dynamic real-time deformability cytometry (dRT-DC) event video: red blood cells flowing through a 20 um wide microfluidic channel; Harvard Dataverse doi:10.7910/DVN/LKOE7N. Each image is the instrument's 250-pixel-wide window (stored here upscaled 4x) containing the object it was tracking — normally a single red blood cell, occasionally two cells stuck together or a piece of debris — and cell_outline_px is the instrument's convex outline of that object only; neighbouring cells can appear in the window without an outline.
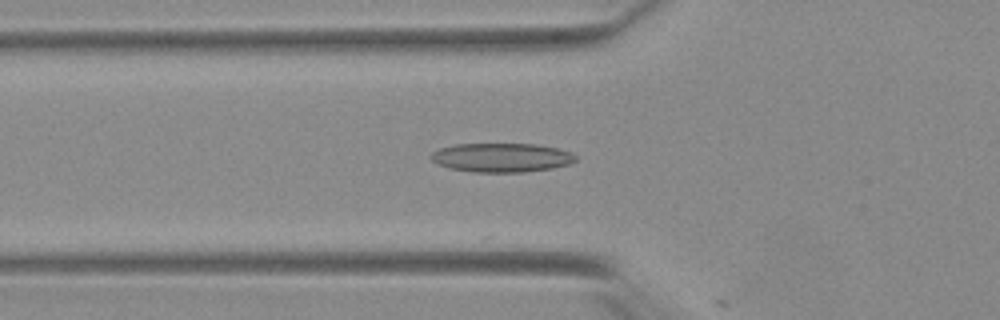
{"species": "Egyptian fruit bat (a non-hibernating species)", "species_latin": "Rousettus aegyptiacus", "temperature_condition": "warm", "stored_images_in_passage": 3, "camera_frame_rate_fps": 3000, "um_per_image_px": 0.085, "animal": {"sex": "female"}, "frame": {"image": 1, "passage_image": 2, "time_ms": 0.333, "image_size_px": [1000, 320], "cell_outline_px": [[576, 160], [568, 164], [552, 168], [524, 172], [472, 172], [452, 168], [440, 164], [432, 160], [428, 156], [432, 152], [440, 148], [456, 144], [532, 144], [556, 148], [572, 152], [576, 156]], "centroid_in_image_um": [42.63, 13.39], "position_along_channel_um": 83.2, "area_um2": 24.28}}